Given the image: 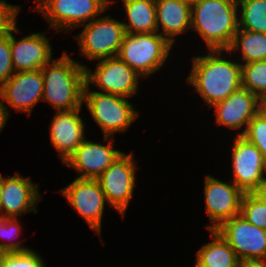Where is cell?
I'll return each mask as SVG.
<instances>
[{
  "label": "cell",
  "mask_w": 266,
  "mask_h": 267,
  "mask_svg": "<svg viewBox=\"0 0 266 267\" xmlns=\"http://www.w3.org/2000/svg\"><path fill=\"white\" fill-rule=\"evenodd\" d=\"M211 52V53H210ZM223 50H209L206 56L193 58L187 82L212 107L227 99L241 86V63L220 57Z\"/></svg>",
  "instance_id": "1"
},
{
  "label": "cell",
  "mask_w": 266,
  "mask_h": 267,
  "mask_svg": "<svg viewBox=\"0 0 266 267\" xmlns=\"http://www.w3.org/2000/svg\"><path fill=\"white\" fill-rule=\"evenodd\" d=\"M86 66L72 60L66 51L60 59H52L42 69V100L56 111L82 109L86 84Z\"/></svg>",
  "instance_id": "2"
},
{
  "label": "cell",
  "mask_w": 266,
  "mask_h": 267,
  "mask_svg": "<svg viewBox=\"0 0 266 267\" xmlns=\"http://www.w3.org/2000/svg\"><path fill=\"white\" fill-rule=\"evenodd\" d=\"M236 0H197L191 3V29L203 38L208 50H225L239 30Z\"/></svg>",
  "instance_id": "3"
},
{
  "label": "cell",
  "mask_w": 266,
  "mask_h": 267,
  "mask_svg": "<svg viewBox=\"0 0 266 267\" xmlns=\"http://www.w3.org/2000/svg\"><path fill=\"white\" fill-rule=\"evenodd\" d=\"M172 46L158 32L125 33L117 56L141 77H149L163 66Z\"/></svg>",
  "instance_id": "4"
},
{
  "label": "cell",
  "mask_w": 266,
  "mask_h": 267,
  "mask_svg": "<svg viewBox=\"0 0 266 267\" xmlns=\"http://www.w3.org/2000/svg\"><path fill=\"white\" fill-rule=\"evenodd\" d=\"M86 83L84 103L92 118L103 131V136L116 132H126L131 123L139 116L133 104L127 98L110 93L90 91Z\"/></svg>",
  "instance_id": "5"
},
{
  "label": "cell",
  "mask_w": 266,
  "mask_h": 267,
  "mask_svg": "<svg viewBox=\"0 0 266 267\" xmlns=\"http://www.w3.org/2000/svg\"><path fill=\"white\" fill-rule=\"evenodd\" d=\"M36 11L44 15L51 28L69 31L81 27L106 11L109 0H35Z\"/></svg>",
  "instance_id": "6"
},
{
  "label": "cell",
  "mask_w": 266,
  "mask_h": 267,
  "mask_svg": "<svg viewBox=\"0 0 266 267\" xmlns=\"http://www.w3.org/2000/svg\"><path fill=\"white\" fill-rule=\"evenodd\" d=\"M124 35L122 22L106 15L86 23L76 39L81 55L89 60H102L118 55Z\"/></svg>",
  "instance_id": "7"
},
{
  "label": "cell",
  "mask_w": 266,
  "mask_h": 267,
  "mask_svg": "<svg viewBox=\"0 0 266 267\" xmlns=\"http://www.w3.org/2000/svg\"><path fill=\"white\" fill-rule=\"evenodd\" d=\"M133 153H122L98 178L107 203L125 215L135 187Z\"/></svg>",
  "instance_id": "8"
},
{
  "label": "cell",
  "mask_w": 266,
  "mask_h": 267,
  "mask_svg": "<svg viewBox=\"0 0 266 267\" xmlns=\"http://www.w3.org/2000/svg\"><path fill=\"white\" fill-rule=\"evenodd\" d=\"M86 83L103 93L130 98L138 91L140 75L118 56L99 60L94 72L85 68Z\"/></svg>",
  "instance_id": "9"
},
{
  "label": "cell",
  "mask_w": 266,
  "mask_h": 267,
  "mask_svg": "<svg viewBox=\"0 0 266 267\" xmlns=\"http://www.w3.org/2000/svg\"><path fill=\"white\" fill-rule=\"evenodd\" d=\"M233 181L243 193H253L265 180L266 160L257 147L236 135L232 149Z\"/></svg>",
  "instance_id": "10"
},
{
  "label": "cell",
  "mask_w": 266,
  "mask_h": 267,
  "mask_svg": "<svg viewBox=\"0 0 266 267\" xmlns=\"http://www.w3.org/2000/svg\"><path fill=\"white\" fill-rule=\"evenodd\" d=\"M215 231L240 260L266 259V230L249 223L242 215L224 221Z\"/></svg>",
  "instance_id": "11"
},
{
  "label": "cell",
  "mask_w": 266,
  "mask_h": 267,
  "mask_svg": "<svg viewBox=\"0 0 266 267\" xmlns=\"http://www.w3.org/2000/svg\"><path fill=\"white\" fill-rule=\"evenodd\" d=\"M60 193L70 203L93 231L101 235L102 216L104 213L106 197L97 179L76 178Z\"/></svg>",
  "instance_id": "12"
},
{
  "label": "cell",
  "mask_w": 266,
  "mask_h": 267,
  "mask_svg": "<svg viewBox=\"0 0 266 267\" xmlns=\"http://www.w3.org/2000/svg\"><path fill=\"white\" fill-rule=\"evenodd\" d=\"M43 89L44 82L41 69L15 72L8 81L0 86V103L8 116L9 110L4 105V101L14 110L25 112L30 116L33 107L39 100H42Z\"/></svg>",
  "instance_id": "13"
},
{
  "label": "cell",
  "mask_w": 266,
  "mask_h": 267,
  "mask_svg": "<svg viewBox=\"0 0 266 267\" xmlns=\"http://www.w3.org/2000/svg\"><path fill=\"white\" fill-rule=\"evenodd\" d=\"M205 207L210 222L207 229L215 230L224 221L240 214L243 192L232 181L231 184L224 183L213 176H206Z\"/></svg>",
  "instance_id": "14"
},
{
  "label": "cell",
  "mask_w": 266,
  "mask_h": 267,
  "mask_svg": "<svg viewBox=\"0 0 266 267\" xmlns=\"http://www.w3.org/2000/svg\"><path fill=\"white\" fill-rule=\"evenodd\" d=\"M17 20L10 25L11 59L15 72L42 69L52 60V47L45 33H32L16 40Z\"/></svg>",
  "instance_id": "15"
},
{
  "label": "cell",
  "mask_w": 266,
  "mask_h": 267,
  "mask_svg": "<svg viewBox=\"0 0 266 267\" xmlns=\"http://www.w3.org/2000/svg\"><path fill=\"white\" fill-rule=\"evenodd\" d=\"M108 145L84 140L63 163L81 173L77 178L97 179L123 152L115 150L111 136H104Z\"/></svg>",
  "instance_id": "16"
},
{
  "label": "cell",
  "mask_w": 266,
  "mask_h": 267,
  "mask_svg": "<svg viewBox=\"0 0 266 267\" xmlns=\"http://www.w3.org/2000/svg\"><path fill=\"white\" fill-rule=\"evenodd\" d=\"M38 190V184L17 172L12 177L8 176V179L3 177L0 216L17 218L30 211L36 214V205L41 200Z\"/></svg>",
  "instance_id": "17"
},
{
  "label": "cell",
  "mask_w": 266,
  "mask_h": 267,
  "mask_svg": "<svg viewBox=\"0 0 266 267\" xmlns=\"http://www.w3.org/2000/svg\"><path fill=\"white\" fill-rule=\"evenodd\" d=\"M81 109L56 111L50 126L51 144L59 151L64 163L85 140L83 119L79 116Z\"/></svg>",
  "instance_id": "18"
},
{
  "label": "cell",
  "mask_w": 266,
  "mask_h": 267,
  "mask_svg": "<svg viewBox=\"0 0 266 267\" xmlns=\"http://www.w3.org/2000/svg\"><path fill=\"white\" fill-rule=\"evenodd\" d=\"M257 96L244 88L232 93L227 99L215 103L212 107L216 112V123L230 129L244 131L237 135H243L249 122L256 115Z\"/></svg>",
  "instance_id": "19"
},
{
  "label": "cell",
  "mask_w": 266,
  "mask_h": 267,
  "mask_svg": "<svg viewBox=\"0 0 266 267\" xmlns=\"http://www.w3.org/2000/svg\"><path fill=\"white\" fill-rule=\"evenodd\" d=\"M158 33L172 45L175 35L191 28V3L186 0H155Z\"/></svg>",
  "instance_id": "20"
},
{
  "label": "cell",
  "mask_w": 266,
  "mask_h": 267,
  "mask_svg": "<svg viewBox=\"0 0 266 267\" xmlns=\"http://www.w3.org/2000/svg\"><path fill=\"white\" fill-rule=\"evenodd\" d=\"M212 241L202 246L196 254L198 267H238L240 259L228 242L215 230H210Z\"/></svg>",
  "instance_id": "21"
},
{
  "label": "cell",
  "mask_w": 266,
  "mask_h": 267,
  "mask_svg": "<svg viewBox=\"0 0 266 267\" xmlns=\"http://www.w3.org/2000/svg\"><path fill=\"white\" fill-rule=\"evenodd\" d=\"M128 24L123 23L125 33L158 32L155 0H123Z\"/></svg>",
  "instance_id": "22"
},
{
  "label": "cell",
  "mask_w": 266,
  "mask_h": 267,
  "mask_svg": "<svg viewBox=\"0 0 266 267\" xmlns=\"http://www.w3.org/2000/svg\"><path fill=\"white\" fill-rule=\"evenodd\" d=\"M241 49L243 63L266 60V33L239 29L226 53Z\"/></svg>",
  "instance_id": "23"
},
{
  "label": "cell",
  "mask_w": 266,
  "mask_h": 267,
  "mask_svg": "<svg viewBox=\"0 0 266 267\" xmlns=\"http://www.w3.org/2000/svg\"><path fill=\"white\" fill-rule=\"evenodd\" d=\"M239 29L266 33V0H238Z\"/></svg>",
  "instance_id": "24"
},
{
  "label": "cell",
  "mask_w": 266,
  "mask_h": 267,
  "mask_svg": "<svg viewBox=\"0 0 266 267\" xmlns=\"http://www.w3.org/2000/svg\"><path fill=\"white\" fill-rule=\"evenodd\" d=\"M241 86L258 96L266 93V60L241 64Z\"/></svg>",
  "instance_id": "25"
},
{
  "label": "cell",
  "mask_w": 266,
  "mask_h": 267,
  "mask_svg": "<svg viewBox=\"0 0 266 267\" xmlns=\"http://www.w3.org/2000/svg\"><path fill=\"white\" fill-rule=\"evenodd\" d=\"M240 215L249 223L266 230V205L253 193H244Z\"/></svg>",
  "instance_id": "26"
},
{
  "label": "cell",
  "mask_w": 266,
  "mask_h": 267,
  "mask_svg": "<svg viewBox=\"0 0 266 267\" xmlns=\"http://www.w3.org/2000/svg\"><path fill=\"white\" fill-rule=\"evenodd\" d=\"M19 224L20 223L17 218L0 216V238H7L9 240L17 236V234L21 232V226ZM23 241L25 240L18 242L13 241L11 243H0V253L21 252L29 250V248L21 246Z\"/></svg>",
  "instance_id": "27"
},
{
  "label": "cell",
  "mask_w": 266,
  "mask_h": 267,
  "mask_svg": "<svg viewBox=\"0 0 266 267\" xmlns=\"http://www.w3.org/2000/svg\"><path fill=\"white\" fill-rule=\"evenodd\" d=\"M41 256L29 249L21 252L0 254V267H45Z\"/></svg>",
  "instance_id": "28"
},
{
  "label": "cell",
  "mask_w": 266,
  "mask_h": 267,
  "mask_svg": "<svg viewBox=\"0 0 266 267\" xmlns=\"http://www.w3.org/2000/svg\"><path fill=\"white\" fill-rule=\"evenodd\" d=\"M242 136L253 143L266 160V120L256 114Z\"/></svg>",
  "instance_id": "29"
},
{
  "label": "cell",
  "mask_w": 266,
  "mask_h": 267,
  "mask_svg": "<svg viewBox=\"0 0 266 267\" xmlns=\"http://www.w3.org/2000/svg\"><path fill=\"white\" fill-rule=\"evenodd\" d=\"M15 73L11 59L10 26L0 35V86Z\"/></svg>",
  "instance_id": "30"
},
{
  "label": "cell",
  "mask_w": 266,
  "mask_h": 267,
  "mask_svg": "<svg viewBox=\"0 0 266 267\" xmlns=\"http://www.w3.org/2000/svg\"><path fill=\"white\" fill-rule=\"evenodd\" d=\"M20 8L19 5H11L0 0V35L7 31L8 27L16 20Z\"/></svg>",
  "instance_id": "31"
},
{
  "label": "cell",
  "mask_w": 266,
  "mask_h": 267,
  "mask_svg": "<svg viewBox=\"0 0 266 267\" xmlns=\"http://www.w3.org/2000/svg\"><path fill=\"white\" fill-rule=\"evenodd\" d=\"M256 114L266 120V93L257 96Z\"/></svg>",
  "instance_id": "32"
},
{
  "label": "cell",
  "mask_w": 266,
  "mask_h": 267,
  "mask_svg": "<svg viewBox=\"0 0 266 267\" xmlns=\"http://www.w3.org/2000/svg\"><path fill=\"white\" fill-rule=\"evenodd\" d=\"M238 267H266V259L240 260Z\"/></svg>",
  "instance_id": "33"
},
{
  "label": "cell",
  "mask_w": 266,
  "mask_h": 267,
  "mask_svg": "<svg viewBox=\"0 0 266 267\" xmlns=\"http://www.w3.org/2000/svg\"><path fill=\"white\" fill-rule=\"evenodd\" d=\"M266 205V180L253 192Z\"/></svg>",
  "instance_id": "34"
},
{
  "label": "cell",
  "mask_w": 266,
  "mask_h": 267,
  "mask_svg": "<svg viewBox=\"0 0 266 267\" xmlns=\"http://www.w3.org/2000/svg\"><path fill=\"white\" fill-rule=\"evenodd\" d=\"M9 116L7 112L4 110L0 103V132L3 129V127L6 125V122L8 120Z\"/></svg>",
  "instance_id": "35"
},
{
  "label": "cell",
  "mask_w": 266,
  "mask_h": 267,
  "mask_svg": "<svg viewBox=\"0 0 266 267\" xmlns=\"http://www.w3.org/2000/svg\"><path fill=\"white\" fill-rule=\"evenodd\" d=\"M2 191H3V176L0 175V202H1Z\"/></svg>",
  "instance_id": "36"
},
{
  "label": "cell",
  "mask_w": 266,
  "mask_h": 267,
  "mask_svg": "<svg viewBox=\"0 0 266 267\" xmlns=\"http://www.w3.org/2000/svg\"><path fill=\"white\" fill-rule=\"evenodd\" d=\"M186 1L192 3V2L197 1V0H186Z\"/></svg>",
  "instance_id": "37"
}]
</instances>
